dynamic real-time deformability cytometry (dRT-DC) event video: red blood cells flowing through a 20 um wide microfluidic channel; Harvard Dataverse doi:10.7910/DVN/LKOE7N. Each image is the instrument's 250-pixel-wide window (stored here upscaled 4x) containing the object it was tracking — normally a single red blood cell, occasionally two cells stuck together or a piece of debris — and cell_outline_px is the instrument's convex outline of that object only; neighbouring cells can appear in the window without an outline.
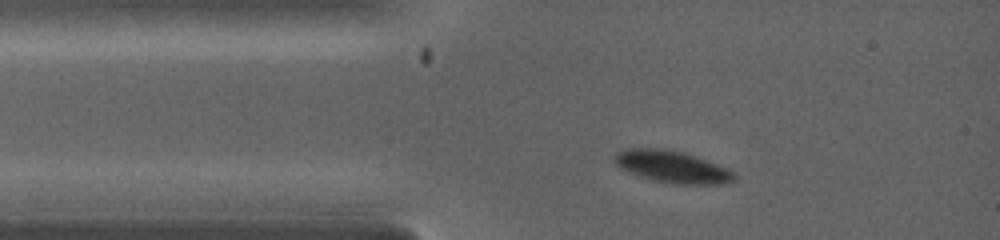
{"species": "common noctule bat (a hibernating species)", "species_latin": "Nyctalus noctula", "temperature_condition": "warm", "stored_images_in_passage": 16, "camera_frame_rate_fps": 5000, "um_per_image_px": 0.085, "animal": {"sex": "female", "body_mass_g": 19.0, "forearm_length_mm": 53.3}, "frame": {"image": 1, "passage_image": 1, "time_ms": 0.0, "image_size_px": [1000, 240], "cell_outline_px": [[736, 180], [724, 184], [672, 184], [652, 180], [628, 172], [620, 168], [612, 160], [612, 156], [616, 152], [624, 148], [660, 148], [684, 152], [696, 156], [728, 168], [736, 172]], "centroid_in_image_um": [57.12, 14.17], "position_along_channel_um": 27.9, "area_um2": 22.77}}
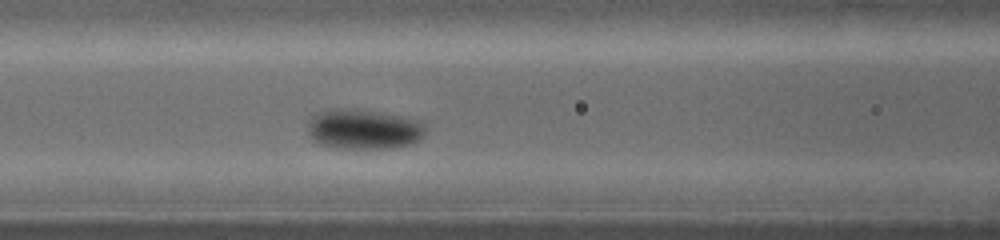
{"frame": {"image": 2, "passage_image": 10, "time_ms": 2.2, "image_size_px": [1000, 240], "cell_outline_px": [[424, 136], [408, 144], [388, 148], [340, 148], [320, 144], [312, 140], [308, 136], [308, 120], [316, 112], [332, 108], [348, 108], [380, 112], [420, 120], [424, 124]], "centroid_in_image_um": [30.84, 10.96], "position_along_channel_um": 135.8, "area_um2": 27.51}}
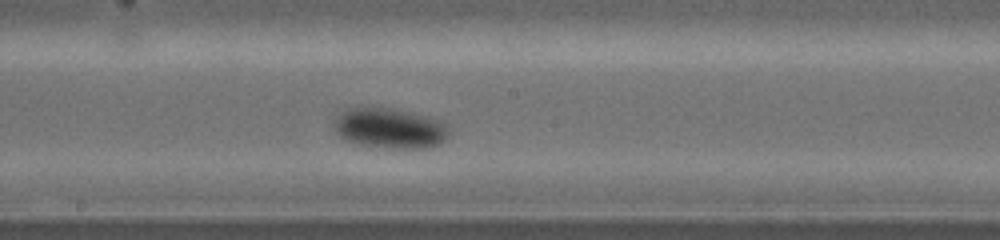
{"frame": {"image": 3, "passage_image": 16, "time_ms": 3.6, "image_size_px": [1000, 240], "cell_outline_px": [[448, 136], [440, 144], [424, 148], [392, 148], [360, 144], [344, 140], [336, 132], [332, 124], [336, 116], [340, 112], [348, 108], [392, 108], [424, 116], [448, 124]], "centroid_in_image_um": [33.09, 10.9], "position_along_channel_um": 215.1, "area_um2": 26.76}}